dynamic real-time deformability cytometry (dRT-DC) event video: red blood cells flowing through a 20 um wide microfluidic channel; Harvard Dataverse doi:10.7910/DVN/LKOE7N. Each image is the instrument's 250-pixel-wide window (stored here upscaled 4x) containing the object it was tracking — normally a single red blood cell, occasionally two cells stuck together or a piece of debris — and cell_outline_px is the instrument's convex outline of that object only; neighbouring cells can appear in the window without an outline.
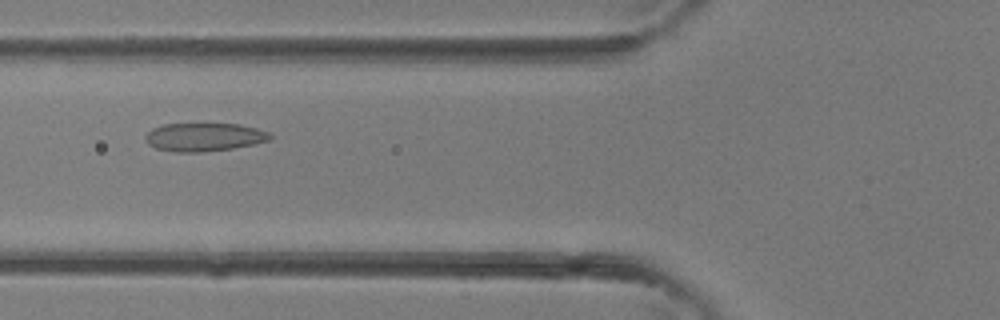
{"species": "common noctule bat (a hibernating species)", "species_latin": "Nyctalus noctula", "temperature_condition": "room temperature", "stored_images_in_passage": 4, "camera_frame_rate_fps": 3000, "um_per_image_px": 0.085, "animal": {"sex": "female"}, "frame": {"image": 1, "passage_image": 4, "time_ms": 1.0, "image_size_px": [1000, 320], "cell_outline_px": [[272, 136], [268, 140], [252, 144], [232, 148], [200, 152], [176, 152], [156, 148], [148, 144], [144, 140], [144, 136], [152, 128], [164, 124], [240, 124], [256, 128], [268, 132]], "centroid_in_image_um": [17.3, 11.64], "position_along_channel_um": 108.5, "area_um2": 20.4}}